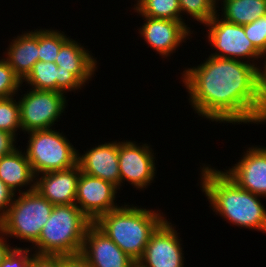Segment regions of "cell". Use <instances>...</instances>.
Here are the masks:
<instances>
[{"label":"cell","mask_w":266,"mask_h":267,"mask_svg":"<svg viewBox=\"0 0 266 267\" xmlns=\"http://www.w3.org/2000/svg\"><path fill=\"white\" fill-rule=\"evenodd\" d=\"M263 64L260 65V79L264 92L266 93V53L263 55Z\"/></svg>","instance_id":"836d02e7"},{"label":"cell","mask_w":266,"mask_h":267,"mask_svg":"<svg viewBox=\"0 0 266 267\" xmlns=\"http://www.w3.org/2000/svg\"><path fill=\"white\" fill-rule=\"evenodd\" d=\"M66 94L57 91L29 88L18 97L21 128L24 134L35 130L52 129L65 112Z\"/></svg>","instance_id":"ba28073f"},{"label":"cell","mask_w":266,"mask_h":267,"mask_svg":"<svg viewBox=\"0 0 266 267\" xmlns=\"http://www.w3.org/2000/svg\"><path fill=\"white\" fill-rule=\"evenodd\" d=\"M16 193L0 179V220L12 205Z\"/></svg>","instance_id":"f1b7e54d"},{"label":"cell","mask_w":266,"mask_h":267,"mask_svg":"<svg viewBox=\"0 0 266 267\" xmlns=\"http://www.w3.org/2000/svg\"><path fill=\"white\" fill-rule=\"evenodd\" d=\"M132 8L139 16L181 21L179 0H135Z\"/></svg>","instance_id":"7402d4cb"},{"label":"cell","mask_w":266,"mask_h":267,"mask_svg":"<svg viewBox=\"0 0 266 267\" xmlns=\"http://www.w3.org/2000/svg\"><path fill=\"white\" fill-rule=\"evenodd\" d=\"M244 151L237 164L223 172L239 187L255 195L266 197V147L251 146Z\"/></svg>","instance_id":"5bb4252c"},{"label":"cell","mask_w":266,"mask_h":267,"mask_svg":"<svg viewBox=\"0 0 266 267\" xmlns=\"http://www.w3.org/2000/svg\"><path fill=\"white\" fill-rule=\"evenodd\" d=\"M17 195L0 220V228L8 238H19L20 241L23 240L22 242L34 244L48 221L54 205L35 189Z\"/></svg>","instance_id":"5b68a950"},{"label":"cell","mask_w":266,"mask_h":267,"mask_svg":"<svg viewBox=\"0 0 266 267\" xmlns=\"http://www.w3.org/2000/svg\"><path fill=\"white\" fill-rule=\"evenodd\" d=\"M13 38L6 48L7 51L3 52V58L23 81L32 71L34 64L39 61L38 29L24 31Z\"/></svg>","instance_id":"ac0fdd59"},{"label":"cell","mask_w":266,"mask_h":267,"mask_svg":"<svg viewBox=\"0 0 266 267\" xmlns=\"http://www.w3.org/2000/svg\"><path fill=\"white\" fill-rule=\"evenodd\" d=\"M135 141H118L120 188L128 182L137 190H145L153 183L157 169L154 151L150 144ZM156 171V172H155Z\"/></svg>","instance_id":"9c48e42d"},{"label":"cell","mask_w":266,"mask_h":267,"mask_svg":"<svg viewBox=\"0 0 266 267\" xmlns=\"http://www.w3.org/2000/svg\"><path fill=\"white\" fill-rule=\"evenodd\" d=\"M200 188L209 207L225 221L239 228L266 233V208L259 195L239 187L223 171L202 164Z\"/></svg>","instance_id":"7a4b0ae2"},{"label":"cell","mask_w":266,"mask_h":267,"mask_svg":"<svg viewBox=\"0 0 266 267\" xmlns=\"http://www.w3.org/2000/svg\"><path fill=\"white\" fill-rule=\"evenodd\" d=\"M125 203L101 215L94 224L134 261L144 254L151 234L167 218L160 210Z\"/></svg>","instance_id":"3957f363"},{"label":"cell","mask_w":266,"mask_h":267,"mask_svg":"<svg viewBox=\"0 0 266 267\" xmlns=\"http://www.w3.org/2000/svg\"><path fill=\"white\" fill-rule=\"evenodd\" d=\"M77 164L81 172L114 184L120 190L118 142L100 143L84 154L78 152Z\"/></svg>","instance_id":"2e32d148"},{"label":"cell","mask_w":266,"mask_h":267,"mask_svg":"<svg viewBox=\"0 0 266 267\" xmlns=\"http://www.w3.org/2000/svg\"><path fill=\"white\" fill-rule=\"evenodd\" d=\"M0 179L15 193L35 189V175L23 150L17 147L12 153L0 158ZM27 186L29 189H26Z\"/></svg>","instance_id":"d6986e66"},{"label":"cell","mask_w":266,"mask_h":267,"mask_svg":"<svg viewBox=\"0 0 266 267\" xmlns=\"http://www.w3.org/2000/svg\"><path fill=\"white\" fill-rule=\"evenodd\" d=\"M179 4L182 22L186 21L182 14H187L204 26L217 13V8H220L217 6V0H179Z\"/></svg>","instance_id":"cb8c5ba5"},{"label":"cell","mask_w":266,"mask_h":267,"mask_svg":"<svg viewBox=\"0 0 266 267\" xmlns=\"http://www.w3.org/2000/svg\"><path fill=\"white\" fill-rule=\"evenodd\" d=\"M119 189L112 183L80 172L75 204L94 223L101 215L120 207Z\"/></svg>","instance_id":"7c38bea8"},{"label":"cell","mask_w":266,"mask_h":267,"mask_svg":"<svg viewBox=\"0 0 266 267\" xmlns=\"http://www.w3.org/2000/svg\"><path fill=\"white\" fill-rule=\"evenodd\" d=\"M62 267H92V266L81 255V253H79L69 256H62Z\"/></svg>","instance_id":"1f68e13d"},{"label":"cell","mask_w":266,"mask_h":267,"mask_svg":"<svg viewBox=\"0 0 266 267\" xmlns=\"http://www.w3.org/2000/svg\"><path fill=\"white\" fill-rule=\"evenodd\" d=\"M58 29H38L39 61L55 62L61 46L69 39Z\"/></svg>","instance_id":"603a6c76"},{"label":"cell","mask_w":266,"mask_h":267,"mask_svg":"<svg viewBox=\"0 0 266 267\" xmlns=\"http://www.w3.org/2000/svg\"><path fill=\"white\" fill-rule=\"evenodd\" d=\"M141 17L144 25L137 29L138 34L148 44V47L150 46L163 58L173 55L183 42L192 38L193 31L187 22Z\"/></svg>","instance_id":"8fae6325"},{"label":"cell","mask_w":266,"mask_h":267,"mask_svg":"<svg viewBox=\"0 0 266 267\" xmlns=\"http://www.w3.org/2000/svg\"><path fill=\"white\" fill-rule=\"evenodd\" d=\"M243 27L247 38L264 55L266 53V15L243 25Z\"/></svg>","instance_id":"4316f807"},{"label":"cell","mask_w":266,"mask_h":267,"mask_svg":"<svg viewBox=\"0 0 266 267\" xmlns=\"http://www.w3.org/2000/svg\"><path fill=\"white\" fill-rule=\"evenodd\" d=\"M8 238L0 228V263L13 246L8 243Z\"/></svg>","instance_id":"d6a6232c"},{"label":"cell","mask_w":266,"mask_h":267,"mask_svg":"<svg viewBox=\"0 0 266 267\" xmlns=\"http://www.w3.org/2000/svg\"><path fill=\"white\" fill-rule=\"evenodd\" d=\"M35 90L76 92L77 90L64 78L55 62L38 61L32 71L22 81Z\"/></svg>","instance_id":"ffe728a7"},{"label":"cell","mask_w":266,"mask_h":267,"mask_svg":"<svg viewBox=\"0 0 266 267\" xmlns=\"http://www.w3.org/2000/svg\"><path fill=\"white\" fill-rule=\"evenodd\" d=\"M22 84L23 82L11 69L7 61L4 58L0 59V98L17 95L24 86Z\"/></svg>","instance_id":"484cf974"},{"label":"cell","mask_w":266,"mask_h":267,"mask_svg":"<svg viewBox=\"0 0 266 267\" xmlns=\"http://www.w3.org/2000/svg\"><path fill=\"white\" fill-rule=\"evenodd\" d=\"M31 267H62V256L35 254Z\"/></svg>","instance_id":"f546056e"},{"label":"cell","mask_w":266,"mask_h":267,"mask_svg":"<svg viewBox=\"0 0 266 267\" xmlns=\"http://www.w3.org/2000/svg\"><path fill=\"white\" fill-rule=\"evenodd\" d=\"M133 267H141L138 263H136Z\"/></svg>","instance_id":"e575fe53"},{"label":"cell","mask_w":266,"mask_h":267,"mask_svg":"<svg viewBox=\"0 0 266 267\" xmlns=\"http://www.w3.org/2000/svg\"><path fill=\"white\" fill-rule=\"evenodd\" d=\"M32 249L12 247L0 263V267H31L35 253ZM31 252V253H30Z\"/></svg>","instance_id":"83f0119b"},{"label":"cell","mask_w":266,"mask_h":267,"mask_svg":"<svg viewBox=\"0 0 266 267\" xmlns=\"http://www.w3.org/2000/svg\"><path fill=\"white\" fill-rule=\"evenodd\" d=\"M217 3L221 4L222 19L233 24L245 25L266 15V0H217Z\"/></svg>","instance_id":"44dd1931"},{"label":"cell","mask_w":266,"mask_h":267,"mask_svg":"<svg viewBox=\"0 0 266 267\" xmlns=\"http://www.w3.org/2000/svg\"><path fill=\"white\" fill-rule=\"evenodd\" d=\"M16 141L17 137L6 131L0 130V158L12 153L16 149Z\"/></svg>","instance_id":"4dcf8cb0"},{"label":"cell","mask_w":266,"mask_h":267,"mask_svg":"<svg viewBox=\"0 0 266 267\" xmlns=\"http://www.w3.org/2000/svg\"><path fill=\"white\" fill-rule=\"evenodd\" d=\"M15 96L0 98V130L6 131L15 137L22 131L20 121V107Z\"/></svg>","instance_id":"d4e9b609"},{"label":"cell","mask_w":266,"mask_h":267,"mask_svg":"<svg viewBox=\"0 0 266 267\" xmlns=\"http://www.w3.org/2000/svg\"><path fill=\"white\" fill-rule=\"evenodd\" d=\"M218 11L220 9H217L213 18L205 24L208 27V34H206L208 43L211 48L216 50L210 56L245 61L258 66L260 69L257 64H262L260 62L263 60V55L247 38L243 25L223 20L222 17H219Z\"/></svg>","instance_id":"52a82bcc"},{"label":"cell","mask_w":266,"mask_h":267,"mask_svg":"<svg viewBox=\"0 0 266 267\" xmlns=\"http://www.w3.org/2000/svg\"><path fill=\"white\" fill-rule=\"evenodd\" d=\"M181 75L198 116L223 124L266 123V93L258 66L209 55Z\"/></svg>","instance_id":"6da1fadb"},{"label":"cell","mask_w":266,"mask_h":267,"mask_svg":"<svg viewBox=\"0 0 266 267\" xmlns=\"http://www.w3.org/2000/svg\"><path fill=\"white\" fill-rule=\"evenodd\" d=\"M55 63L64 78L81 90L95 75L98 66L95 58L81 43L69 38L60 48Z\"/></svg>","instance_id":"4fadbf2b"},{"label":"cell","mask_w":266,"mask_h":267,"mask_svg":"<svg viewBox=\"0 0 266 267\" xmlns=\"http://www.w3.org/2000/svg\"><path fill=\"white\" fill-rule=\"evenodd\" d=\"M81 169L72 168L35 176V190L55 205L74 204Z\"/></svg>","instance_id":"e0dca14e"},{"label":"cell","mask_w":266,"mask_h":267,"mask_svg":"<svg viewBox=\"0 0 266 267\" xmlns=\"http://www.w3.org/2000/svg\"><path fill=\"white\" fill-rule=\"evenodd\" d=\"M80 253L92 267H133L137 263L94 223L86 230Z\"/></svg>","instance_id":"9a60e30c"},{"label":"cell","mask_w":266,"mask_h":267,"mask_svg":"<svg viewBox=\"0 0 266 267\" xmlns=\"http://www.w3.org/2000/svg\"><path fill=\"white\" fill-rule=\"evenodd\" d=\"M24 150L35 176L72 168L78 151L63 132L55 128L28 132Z\"/></svg>","instance_id":"8992f818"},{"label":"cell","mask_w":266,"mask_h":267,"mask_svg":"<svg viewBox=\"0 0 266 267\" xmlns=\"http://www.w3.org/2000/svg\"><path fill=\"white\" fill-rule=\"evenodd\" d=\"M93 222L74 204L55 205L31 249L38 255L79 254L87 228Z\"/></svg>","instance_id":"277c9868"},{"label":"cell","mask_w":266,"mask_h":267,"mask_svg":"<svg viewBox=\"0 0 266 267\" xmlns=\"http://www.w3.org/2000/svg\"><path fill=\"white\" fill-rule=\"evenodd\" d=\"M175 229L166 218L151 234L137 263L141 267H184V248Z\"/></svg>","instance_id":"30bf717a"}]
</instances>
